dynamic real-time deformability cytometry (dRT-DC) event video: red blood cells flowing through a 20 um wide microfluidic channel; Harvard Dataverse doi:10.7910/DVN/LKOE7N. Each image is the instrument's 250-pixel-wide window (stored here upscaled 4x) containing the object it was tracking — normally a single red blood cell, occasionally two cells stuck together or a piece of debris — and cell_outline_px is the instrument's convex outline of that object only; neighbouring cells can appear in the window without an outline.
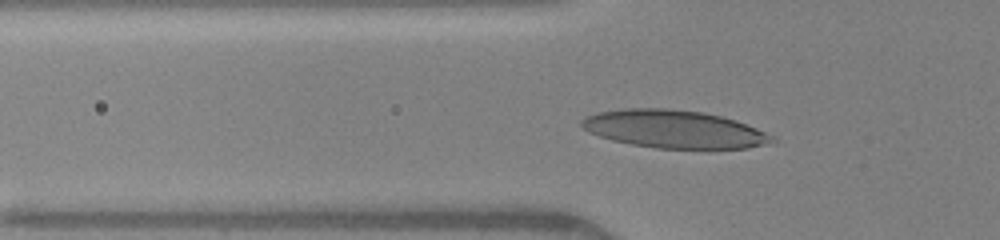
{"species": "human", "species_latin": "Homo sapiens", "temperature_condition": "warm", "stored_images_in_passage": 39, "camera_frame_rate_fps": 3000, "um_per_image_px": 0.085, "donor": {"sex": "female"}, "frame": {"image": 1, "passage_image": 13, "time_ms": 4.0, "image_size_px": [1000, 240], "cell_outline_px": [[776, 144], [748, 148], [656, 148], [632, 144], [612, 140], [588, 132], [580, 124], [580, 120], [584, 116], [596, 112], [624, 108], [664, 108], [704, 112], [736, 120], [776, 136]], "centroid_in_image_um": [57.33, 10.97], "position_along_channel_um": 68.5, "area_um2": 42.37}}
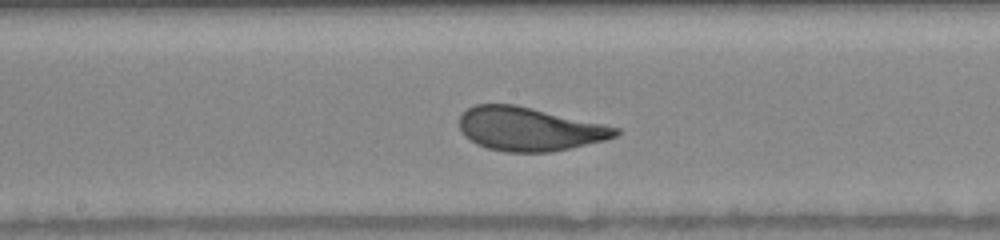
{"frame": {"image": 2, "passage_image": 23, "time_ms": 7.333, "image_size_px": [1000, 240], "cell_outline_px": [[620, 132], [616, 136], [604, 140], [552, 152], [508, 152], [488, 148], [464, 136], [460, 128], [460, 116], [468, 108], [476, 104], [512, 104], [604, 124], [620, 128]], "centroid_in_image_um": [44.99, 10.97], "position_along_channel_um": 203.2, "area_um2": 39.13}}
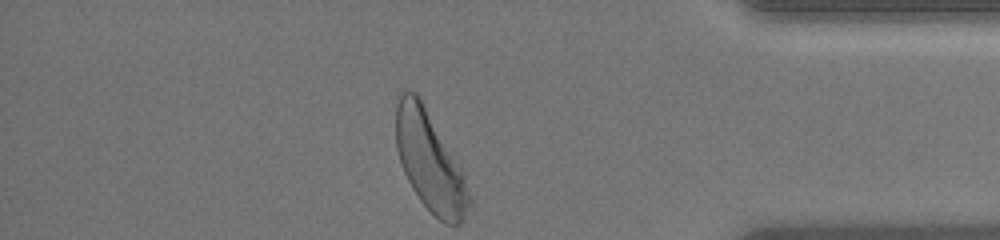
{"frame": {"image": 3, "passage_image": 39, "time_ms": 12.667, "image_size_px": [1000, 240], "cell_outline_px": [[472, 204], [460, 224], [444, 224], [420, 200], [412, 188], [404, 172], [396, 148], [396, 104], [400, 88], [404, 88], [416, 92], [420, 96], [460, 164], [464, 172], [472, 196]], "centroid_in_image_um": [36.56, 13.67], "position_along_channel_um": 398.6, "area_um2": 43.18}, "authors_computed_cell_mechanics": {"area_um2": 39.593, "velocity_mm_per_s": 4.091, "shape_relaxation_time_tau1_ms": 2.5842, "shape_relaxation_time_tau2_ms": null, "deformation_change_tau1": 0.1566, "deformation_change_tau2": null}}